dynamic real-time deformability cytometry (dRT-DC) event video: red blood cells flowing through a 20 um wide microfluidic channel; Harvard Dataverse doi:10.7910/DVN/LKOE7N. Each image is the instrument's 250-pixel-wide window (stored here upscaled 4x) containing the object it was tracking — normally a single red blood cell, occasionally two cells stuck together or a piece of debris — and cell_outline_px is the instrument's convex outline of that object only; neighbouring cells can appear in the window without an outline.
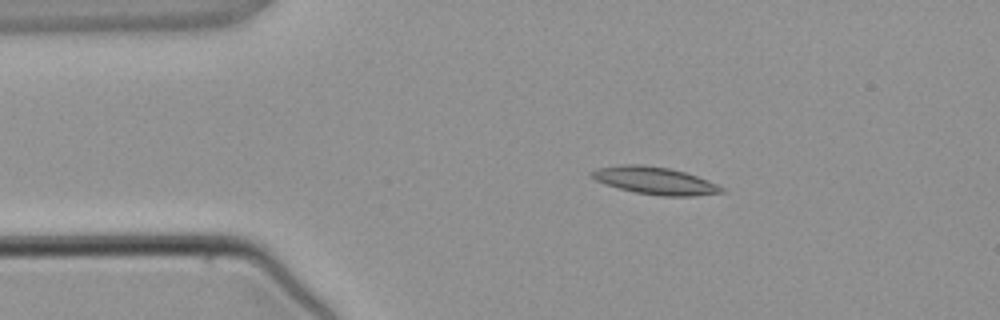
{"species": "common noctule bat (a hibernating species)", "species_latin": "Nyctalus noctula", "temperature_condition": "warm", "stored_images_in_passage": 3, "camera_frame_rate_fps": 3000, "um_per_image_px": 0.085, "animal": {"sex": "male", "body_mass_g": 21.5, "forearm_length_mm": 52.0}, "frame": {"image": 1, "passage_image": 2, "time_ms": 2.0, "image_size_px": [1000, 320], "cell_outline_px": [[724, 192], [696, 196], [664, 196], [636, 192], [604, 184], [596, 180], [588, 172], [596, 168], [620, 164], [644, 164], [668, 168], [684, 172], [708, 180], [724, 188]], "centroid_in_image_um": [55.64, 15.34], "position_along_channel_um": 29.4, "area_um2": 20.69}}